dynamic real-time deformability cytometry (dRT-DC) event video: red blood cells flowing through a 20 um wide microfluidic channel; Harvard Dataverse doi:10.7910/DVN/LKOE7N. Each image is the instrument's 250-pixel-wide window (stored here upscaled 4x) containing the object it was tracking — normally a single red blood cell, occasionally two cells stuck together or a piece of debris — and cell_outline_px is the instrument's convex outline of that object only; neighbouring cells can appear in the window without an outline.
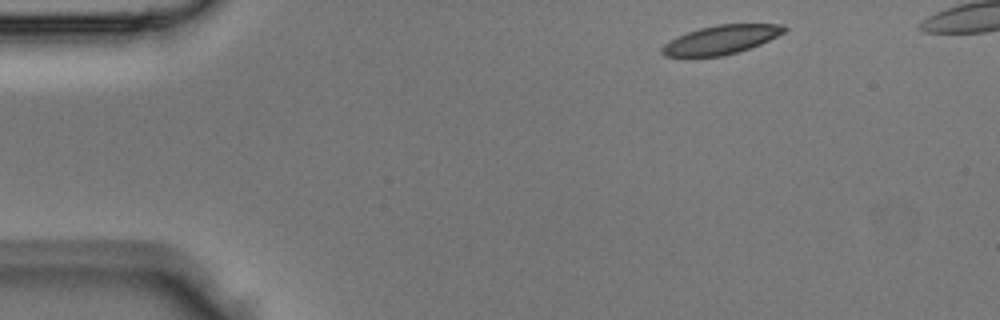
{"species": "Egyptian fruit bat (a non-hibernating species)", "species_latin": "Rousettus aegyptiacus", "temperature_condition": "room temperature", "stored_images_in_passage": 3, "camera_frame_rate_fps": 3000, "um_per_image_px": 0.085, "animal": {"sex": "male"}, "frame": {"image": 1, "passage_image": 3, "time_ms": 0.667, "image_size_px": [1000, 320], "cell_outline_px": [[788, 28], [784, 32], [760, 44], [724, 56], [664, 56], [660, 52], [660, 48], [664, 44], [676, 36], [700, 28], [716, 24], [784, 24]], "centroid_in_image_um": [61.27, 3.37], "position_along_channel_um": 23.7, "area_um2": 20.4}}